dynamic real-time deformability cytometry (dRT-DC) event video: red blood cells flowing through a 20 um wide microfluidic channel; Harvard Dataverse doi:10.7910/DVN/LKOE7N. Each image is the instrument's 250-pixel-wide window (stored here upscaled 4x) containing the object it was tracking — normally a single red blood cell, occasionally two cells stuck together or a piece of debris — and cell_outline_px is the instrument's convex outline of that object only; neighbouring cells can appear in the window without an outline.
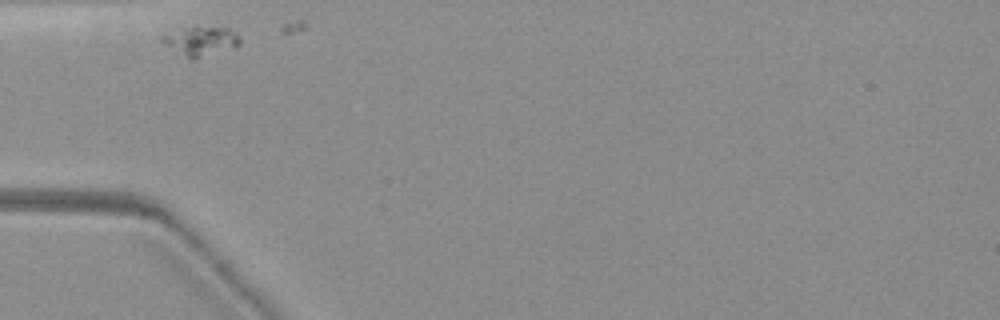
{"species": "common noctule bat (a hibernating species)", "species_latin": "Nyctalus noctula", "temperature_condition": "warm", "stored_images_in_passage": 2, "camera_frame_rate_fps": 3000, "um_per_image_px": 0.085, "animal": {"sex": "female", "body_mass_g": 19.3, "forearm_length_mm": 54.1}, "frame": {"image": 1, "passage_image": 1, "time_ms": 0.0, "image_size_px": [1000, 320], "cell_outline_px": [[240, 44], [236, 48], [192, 60], [160, 40], [160, 36], [188, 28], [228, 28], [236, 32], [240, 36]], "centroid_in_image_um": [17.17, 3.52], "position_along_channel_um": 67.8, "area_um2": 12.77}}